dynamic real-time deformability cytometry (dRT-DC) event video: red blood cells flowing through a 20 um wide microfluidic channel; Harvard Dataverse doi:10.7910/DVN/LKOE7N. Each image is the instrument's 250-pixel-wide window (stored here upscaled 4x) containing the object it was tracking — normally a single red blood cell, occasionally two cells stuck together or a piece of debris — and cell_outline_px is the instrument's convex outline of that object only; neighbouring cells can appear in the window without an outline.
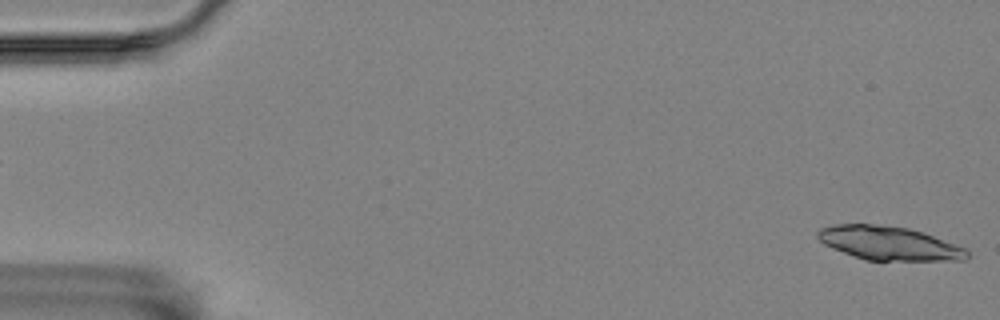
{"species": "Egyptian fruit bat (a non-hibernating species)", "species_latin": "Rousettus aegyptiacus", "temperature_condition": "room temperature", "stored_images_in_passage": 5, "camera_frame_rate_fps": 3000, "um_per_image_px": 0.085, "animal": {"sex": "female"}, "frame": {"image": 1, "passage_image": 1, "time_ms": 0.0, "image_size_px": [1000, 320], "cell_outline_px": [[968, 256], [964, 260], [864, 260], [832, 248], [824, 244], [816, 236], [816, 232], [820, 228], [832, 224], [876, 224], [908, 228], [924, 232], [968, 248]], "centroid_in_image_um": [75.56, 20.66], "position_along_channel_um": 9.4, "area_um2": 29.54}}
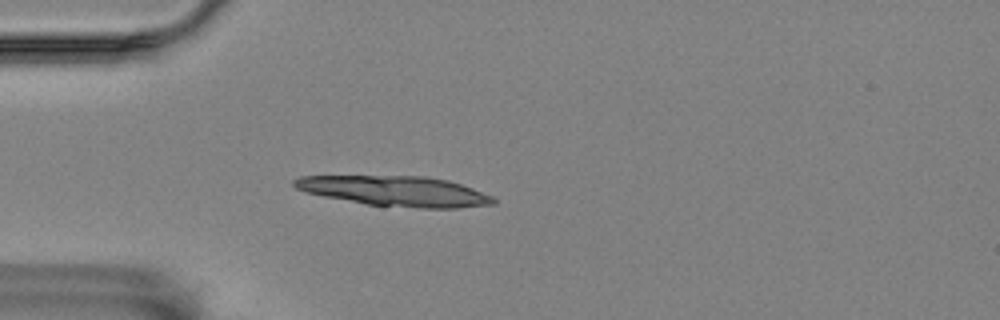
{"frame": {"image": 2, "passage_image": 5, "time_ms": 1.333, "image_size_px": [1000, 320], "cell_outline_px": [[496, 204], [456, 208], [420, 208], [368, 204], [324, 196], [308, 192], [296, 188], [292, 184], [292, 180], [300, 176], [424, 176], [448, 180], [472, 188], [492, 196], [496, 200]], "centroid_in_image_um": [33.62, 16.24], "position_along_channel_um": 51.4, "area_um2": 34.68}}